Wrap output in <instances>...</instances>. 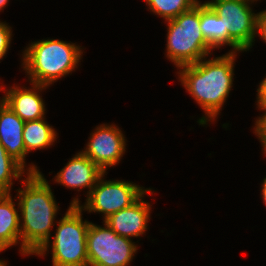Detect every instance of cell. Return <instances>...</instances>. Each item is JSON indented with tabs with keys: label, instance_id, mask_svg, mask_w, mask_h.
I'll return each mask as SVG.
<instances>
[{
	"label": "cell",
	"instance_id": "obj_1",
	"mask_svg": "<svg viewBox=\"0 0 266 266\" xmlns=\"http://www.w3.org/2000/svg\"><path fill=\"white\" fill-rule=\"evenodd\" d=\"M237 52L207 57L197 63L179 67V81L205 113L197 122L206 125L214 121L233 87L234 63Z\"/></svg>",
	"mask_w": 266,
	"mask_h": 266
},
{
	"label": "cell",
	"instance_id": "obj_2",
	"mask_svg": "<svg viewBox=\"0 0 266 266\" xmlns=\"http://www.w3.org/2000/svg\"><path fill=\"white\" fill-rule=\"evenodd\" d=\"M16 191L20 220V253L35 255L51 237L59 206L48 181L40 173H28Z\"/></svg>",
	"mask_w": 266,
	"mask_h": 266
},
{
	"label": "cell",
	"instance_id": "obj_3",
	"mask_svg": "<svg viewBox=\"0 0 266 266\" xmlns=\"http://www.w3.org/2000/svg\"><path fill=\"white\" fill-rule=\"evenodd\" d=\"M22 52V67L30 83L45 86L72 74L83 55L81 46L59 39L31 42Z\"/></svg>",
	"mask_w": 266,
	"mask_h": 266
},
{
	"label": "cell",
	"instance_id": "obj_4",
	"mask_svg": "<svg viewBox=\"0 0 266 266\" xmlns=\"http://www.w3.org/2000/svg\"><path fill=\"white\" fill-rule=\"evenodd\" d=\"M167 22L166 57L177 69L199 62L212 54L214 48L200 29V3Z\"/></svg>",
	"mask_w": 266,
	"mask_h": 266
},
{
	"label": "cell",
	"instance_id": "obj_5",
	"mask_svg": "<svg viewBox=\"0 0 266 266\" xmlns=\"http://www.w3.org/2000/svg\"><path fill=\"white\" fill-rule=\"evenodd\" d=\"M82 212L78 205H70L56 224L55 235L51 236L53 242H46L35 255H47L52 243V266H88L87 231L90 222L83 221Z\"/></svg>",
	"mask_w": 266,
	"mask_h": 266
},
{
	"label": "cell",
	"instance_id": "obj_6",
	"mask_svg": "<svg viewBox=\"0 0 266 266\" xmlns=\"http://www.w3.org/2000/svg\"><path fill=\"white\" fill-rule=\"evenodd\" d=\"M104 172L96 182L86 202L82 205L79 198H73L70 205H78L83 211L103 214V221L112 214L130 207L147 190L140 185L125 180H104Z\"/></svg>",
	"mask_w": 266,
	"mask_h": 266
},
{
	"label": "cell",
	"instance_id": "obj_7",
	"mask_svg": "<svg viewBox=\"0 0 266 266\" xmlns=\"http://www.w3.org/2000/svg\"><path fill=\"white\" fill-rule=\"evenodd\" d=\"M104 227L90 222L87 231L88 266H128L138 246L131 239L122 237L105 222Z\"/></svg>",
	"mask_w": 266,
	"mask_h": 266
},
{
	"label": "cell",
	"instance_id": "obj_8",
	"mask_svg": "<svg viewBox=\"0 0 266 266\" xmlns=\"http://www.w3.org/2000/svg\"><path fill=\"white\" fill-rule=\"evenodd\" d=\"M255 0H209L208 4L219 17H226L231 52L249 51L257 37V17L250 7Z\"/></svg>",
	"mask_w": 266,
	"mask_h": 266
},
{
	"label": "cell",
	"instance_id": "obj_9",
	"mask_svg": "<svg viewBox=\"0 0 266 266\" xmlns=\"http://www.w3.org/2000/svg\"><path fill=\"white\" fill-rule=\"evenodd\" d=\"M86 145L81 152L104 172L117 165L126 151L125 135L114 123L98 125Z\"/></svg>",
	"mask_w": 266,
	"mask_h": 266
},
{
	"label": "cell",
	"instance_id": "obj_10",
	"mask_svg": "<svg viewBox=\"0 0 266 266\" xmlns=\"http://www.w3.org/2000/svg\"><path fill=\"white\" fill-rule=\"evenodd\" d=\"M149 188L136 202L130 207L121 209L112 214L105 222L113 231L122 237L131 239L132 237H141L148 227V220L151 213V204L144 200L147 193L153 194Z\"/></svg>",
	"mask_w": 266,
	"mask_h": 266
},
{
	"label": "cell",
	"instance_id": "obj_11",
	"mask_svg": "<svg viewBox=\"0 0 266 266\" xmlns=\"http://www.w3.org/2000/svg\"><path fill=\"white\" fill-rule=\"evenodd\" d=\"M31 88L12 86L10 89H4L0 86V91L5 92L1 100L7 104L12 111L17 114L24 122L37 120L45 117V102L40 96V92L49 86L40 84H30Z\"/></svg>",
	"mask_w": 266,
	"mask_h": 266
},
{
	"label": "cell",
	"instance_id": "obj_12",
	"mask_svg": "<svg viewBox=\"0 0 266 266\" xmlns=\"http://www.w3.org/2000/svg\"><path fill=\"white\" fill-rule=\"evenodd\" d=\"M103 173L104 171L80 151L57 173L54 181L77 191L88 188V196Z\"/></svg>",
	"mask_w": 266,
	"mask_h": 266
},
{
	"label": "cell",
	"instance_id": "obj_13",
	"mask_svg": "<svg viewBox=\"0 0 266 266\" xmlns=\"http://www.w3.org/2000/svg\"><path fill=\"white\" fill-rule=\"evenodd\" d=\"M24 124L25 122L0 99V143L8 155L25 169L27 153L23 139Z\"/></svg>",
	"mask_w": 266,
	"mask_h": 266
},
{
	"label": "cell",
	"instance_id": "obj_14",
	"mask_svg": "<svg viewBox=\"0 0 266 266\" xmlns=\"http://www.w3.org/2000/svg\"><path fill=\"white\" fill-rule=\"evenodd\" d=\"M20 241L19 205L11 193H0V252L21 244Z\"/></svg>",
	"mask_w": 266,
	"mask_h": 266
},
{
	"label": "cell",
	"instance_id": "obj_15",
	"mask_svg": "<svg viewBox=\"0 0 266 266\" xmlns=\"http://www.w3.org/2000/svg\"><path fill=\"white\" fill-rule=\"evenodd\" d=\"M227 18L219 17L208 5L200 2V29L206 41L215 49L229 46Z\"/></svg>",
	"mask_w": 266,
	"mask_h": 266
},
{
	"label": "cell",
	"instance_id": "obj_16",
	"mask_svg": "<svg viewBox=\"0 0 266 266\" xmlns=\"http://www.w3.org/2000/svg\"><path fill=\"white\" fill-rule=\"evenodd\" d=\"M58 133L48 124L45 118L27 121L23 127V139L26 153L44 150L53 146Z\"/></svg>",
	"mask_w": 266,
	"mask_h": 266
},
{
	"label": "cell",
	"instance_id": "obj_17",
	"mask_svg": "<svg viewBox=\"0 0 266 266\" xmlns=\"http://www.w3.org/2000/svg\"><path fill=\"white\" fill-rule=\"evenodd\" d=\"M25 170L17 161L8 155L6 149L0 143V193H11L13 180H20L28 173H40V169L34 164Z\"/></svg>",
	"mask_w": 266,
	"mask_h": 266
},
{
	"label": "cell",
	"instance_id": "obj_18",
	"mask_svg": "<svg viewBox=\"0 0 266 266\" xmlns=\"http://www.w3.org/2000/svg\"><path fill=\"white\" fill-rule=\"evenodd\" d=\"M150 12L157 14L165 21L176 18L195 7L198 0H144Z\"/></svg>",
	"mask_w": 266,
	"mask_h": 266
},
{
	"label": "cell",
	"instance_id": "obj_19",
	"mask_svg": "<svg viewBox=\"0 0 266 266\" xmlns=\"http://www.w3.org/2000/svg\"><path fill=\"white\" fill-rule=\"evenodd\" d=\"M257 108L260 111H264L260 117H257L254 132L258 136L262 145V151L264 150V155L266 154V101H257Z\"/></svg>",
	"mask_w": 266,
	"mask_h": 266
},
{
	"label": "cell",
	"instance_id": "obj_20",
	"mask_svg": "<svg viewBox=\"0 0 266 266\" xmlns=\"http://www.w3.org/2000/svg\"><path fill=\"white\" fill-rule=\"evenodd\" d=\"M12 28L6 22L0 21V60H2L11 44Z\"/></svg>",
	"mask_w": 266,
	"mask_h": 266
},
{
	"label": "cell",
	"instance_id": "obj_21",
	"mask_svg": "<svg viewBox=\"0 0 266 266\" xmlns=\"http://www.w3.org/2000/svg\"><path fill=\"white\" fill-rule=\"evenodd\" d=\"M256 35L266 43V9L258 12Z\"/></svg>",
	"mask_w": 266,
	"mask_h": 266
},
{
	"label": "cell",
	"instance_id": "obj_22",
	"mask_svg": "<svg viewBox=\"0 0 266 266\" xmlns=\"http://www.w3.org/2000/svg\"><path fill=\"white\" fill-rule=\"evenodd\" d=\"M259 84L256 101H266V77Z\"/></svg>",
	"mask_w": 266,
	"mask_h": 266
},
{
	"label": "cell",
	"instance_id": "obj_23",
	"mask_svg": "<svg viewBox=\"0 0 266 266\" xmlns=\"http://www.w3.org/2000/svg\"><path fill=\"white\" fill-rule=\"evenodd\" d=\"M261 195H262V200L264 204L266 205V178L263 179V182L261 183Z\"/></svg>",
	"mask_w": 266,
	"mask_h": 266
},
{
	"label": "cell",
	"instance_id": "obj_24",
	"mask_svg": "<svg viewBox=\"0 0 266 266\" xmlns=\"http://www.w3.org/2000/svg\"><path fill=\"white\" fill-rule=\"evenodd\" d=\"M9 0H0V12L1 10H4L8 4Z\"/></svg>",
	"mask_w": 266,
	"mask_h": 266
},
{
	"label": "cell",
	"instance_id": "obj_25",
	"mask_svg": "<svg viewBox=\"0 0 266 266\" xmlns=\"http://www.w3.org/2000/svg\"><path fill=\"white\" fill-rule=\"evenodd\" d=\"M7 265V262L4 261V260H0V266H6Z\"/></svg>",
	"mask_w": 266,
	"mask_h": 266
}]
</instances>
